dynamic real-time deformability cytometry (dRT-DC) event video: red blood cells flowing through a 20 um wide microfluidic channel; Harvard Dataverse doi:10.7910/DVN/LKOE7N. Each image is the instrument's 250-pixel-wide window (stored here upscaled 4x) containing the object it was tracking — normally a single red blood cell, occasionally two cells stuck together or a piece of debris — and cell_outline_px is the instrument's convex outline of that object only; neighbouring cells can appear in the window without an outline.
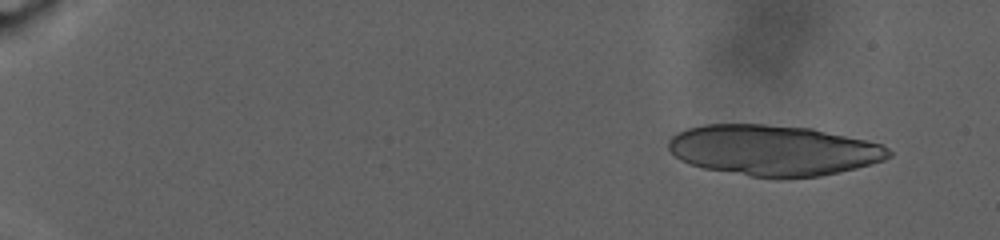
{"species": "human", "species_latin": "Homo sapiens", "temperature_condition": "warm", "stored_images_in_passage": 22, "camera_frame_rate_fps": 3000, "um_per_image_px": 0.085, "donor": {"sex": "male"}, "frame": {"image": 1, "passage_image": 2, "time_ms": 0.333, "image_size_px": [1000, 240], "cell_outline_px": [[892, 156], [884, 160], [856, 168], [820, 176], [788, 180], [776, 180], [748, 176], [704, 168], [680, 160], [668, 148], [668, 140], [676, 132], [688, 128], [704, 124], [764, 124], [812, 128], [868, 140], [880, 144], [888, 148], [892, 152]], "centroid_in_image_um": [65.75, 12.79], "position_along_channel_um": 19.2, "area_um2": 65.83}}